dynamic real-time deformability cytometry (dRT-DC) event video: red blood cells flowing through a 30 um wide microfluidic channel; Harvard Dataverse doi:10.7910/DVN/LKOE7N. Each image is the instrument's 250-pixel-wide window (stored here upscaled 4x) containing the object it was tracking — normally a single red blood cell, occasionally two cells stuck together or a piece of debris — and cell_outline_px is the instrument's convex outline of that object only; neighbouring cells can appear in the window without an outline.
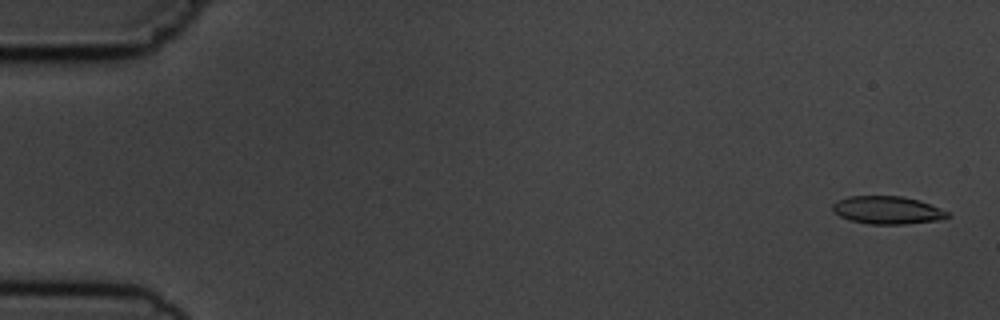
{"species": "common noctule bat (a hibernating species)", "species_latin": "Nyctalus noctula", "temperature_condition": "cold", "stored_images_in_passage": 5, "camera_frame_rate_fps": 3000, "um_per_image_px": 0.085, "animal": {"sex": "male", "body_mass_g": 19.5, "forearm_length_mm": 54.6}, "frame": {"image": 1, "passage_image": 1, "time_ms": 0.0, "image_size_px": [1000, 320], "cell_outline_px": [[948, 216], [940, 220], [904, 224], [868, 224], [848, 220], [832, 212], [832, 204], [836, 200], [848, 196], [904, 196], [920, 200], [940, 208], [948, 212]], "centroid_in_image_um": [75.38, 17.85], "position_along_channel_um": 9.6, "area_um2": 18.84}}
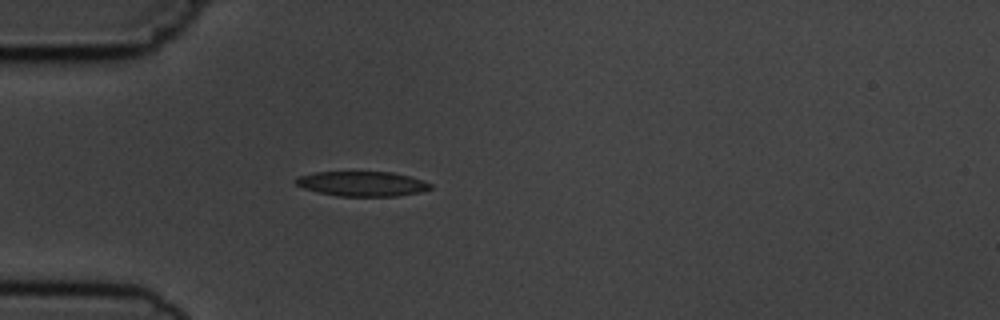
{"frame": {"image": 2, "passage_image": 5, "time_ms": 4.667, "image_size_px": [1000, 320], "cell_outline_px": [[432, 188], [420, 192], [396, 196], [340, 196], [320, 192], [304, 188], [296, 184], [296, 180], [300, 176], [316, 172], [392, 172], [408, 176], [432, 184]], "centroid_in_image_um": [30.81, 15.62], "position_along_channel_um": 54.2, "area_um2": 19.13}}